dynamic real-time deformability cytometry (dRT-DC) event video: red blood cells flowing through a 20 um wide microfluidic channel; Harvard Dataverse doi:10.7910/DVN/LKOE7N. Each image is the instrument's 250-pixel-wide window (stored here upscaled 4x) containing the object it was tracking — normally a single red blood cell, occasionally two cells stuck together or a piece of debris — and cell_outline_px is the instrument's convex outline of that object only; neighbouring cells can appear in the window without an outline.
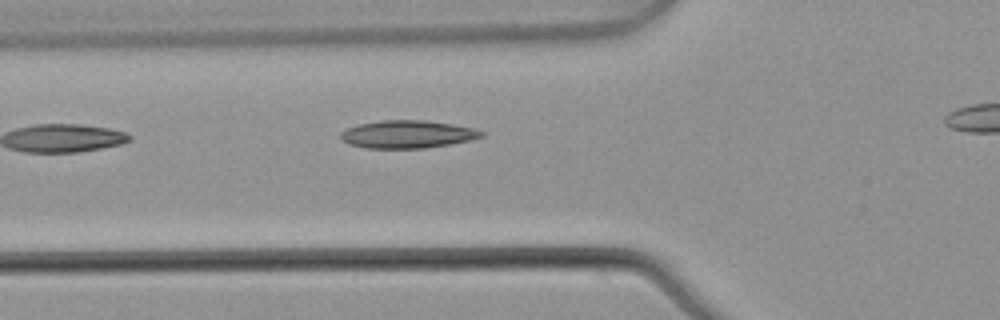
{"species": "common noctule bat (a hibernating species)", "species_latin": "Nyctalus noctula", "temperature_condition": "warm", "stored_images_in_passage": 3, "camera_frame_rate_fps": 3000, "um_per_image_px": 0.085, "animal": {"sex": "male", "body_mass_g": 21.5, "forearm_length_mm": 52.0}, "frame": {"image": 1, "passage_image": 3, "time_ms": 0.667, "image_size_px": [1000, 320], "cell_outline_px": [[484, 136], [468, 140], [448, 144], [424, 148], [368, 148], [348, 144], [340, 136], [340, 132], [348, 128], [360, 124], [380, 120], [424, 120], [452, 124], [472, 128], [484, 132]], "centroid_in_image_um": [34.61, 11.41], "position_along_channel_um": 91.2, "area_um2": 22.48}}